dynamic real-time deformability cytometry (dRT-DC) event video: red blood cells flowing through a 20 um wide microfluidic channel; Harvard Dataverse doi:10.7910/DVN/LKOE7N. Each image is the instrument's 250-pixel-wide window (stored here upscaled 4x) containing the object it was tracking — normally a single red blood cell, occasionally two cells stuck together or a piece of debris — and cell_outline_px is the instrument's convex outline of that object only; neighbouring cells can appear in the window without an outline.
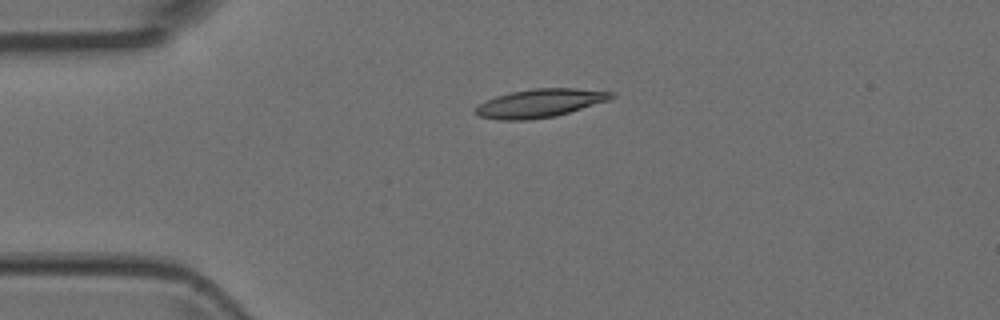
{"species": "Egyptian fruit bat (a non-hibernating species)", "species_latin": "Rousettus aegyptiacus", "temperature_condition": "room temperature", "stored_images_in_passage": 4, "camera_frame_rate_fps": 3000, "um_per_image_px": 0.085, "animal": {"sex": "female"}, "frame": {"image": 1, "passage_image": 3, "time_ms": 0.667, "image_size_px": [1000, 320], "cell_outline_px": [[616, 96], [608, 100], [556, 116], [528, 120], [500, 120], [480, 116], [472, 112], [480, 104], [496, 96], [512, 92], [532, 88], [576, 88], [616, 92]], "centroid_in_image_um": [45.92, 8.76], "position_along_channel_um": 39.1, "area_um2": 22.37}}